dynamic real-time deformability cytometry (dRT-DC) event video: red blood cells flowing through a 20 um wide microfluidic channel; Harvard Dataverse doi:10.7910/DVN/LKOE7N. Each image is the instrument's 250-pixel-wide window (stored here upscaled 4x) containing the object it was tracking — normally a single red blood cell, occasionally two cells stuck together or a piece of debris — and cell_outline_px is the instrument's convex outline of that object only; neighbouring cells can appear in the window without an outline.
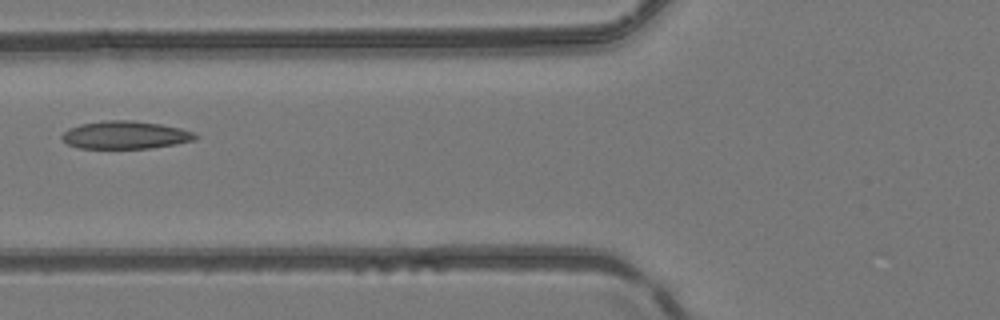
{"species": "common noctule bat (a hibernating species)", "species_latin": "Nyctalus noctula", "temperature_condition": "room temperature", "stored_images_in_passage": 7, "camera_frame_rate_fps": 3000, "um_per_image_px": 0.085, "animal": {"sex": "female", "body_mass_g": 24.6, "forearm_length_mm": 56.2}, "frame": {"image": 1, "passage_image": 6, "time_ms": 6.667, "image_size_px": [1000, 320], "cell_outline_px": [[200, 136], [196, 140], [176, 144], [152, 148], [76, 148], [68, 144], [60, 136], [68, 128], [80, 124], [104, 120], [132, 120], [160, 124], [180, 128], [196, 132]], "centroid_in_image_um": [10.69, 11.47], "position_along_channel_um": 115.1, "area_um2": 21.85}}
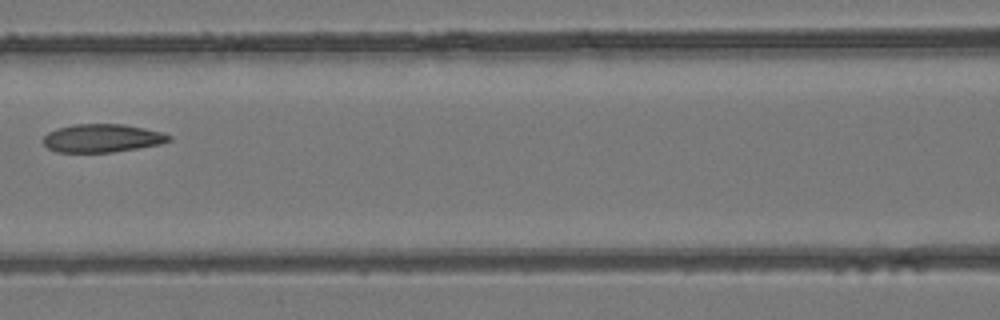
{"frame": {"image": 2, "passage_image": 7, "time_ms": 7.667, "image_size_px": [1000, 320], "cell_outline_px": [[172, 140], [160, 144], [112, 152], [56, 152], [48, 148], [44, 144], [44, 136], [48, 132], [56, 128], [72, 124], [124, 124], [144, 128], [160, 132], [172, 136]], "centroid_in_image_um": [8.66, 11.74], "position_along_channel_um": 157.9, "area_um2": 20.63}}